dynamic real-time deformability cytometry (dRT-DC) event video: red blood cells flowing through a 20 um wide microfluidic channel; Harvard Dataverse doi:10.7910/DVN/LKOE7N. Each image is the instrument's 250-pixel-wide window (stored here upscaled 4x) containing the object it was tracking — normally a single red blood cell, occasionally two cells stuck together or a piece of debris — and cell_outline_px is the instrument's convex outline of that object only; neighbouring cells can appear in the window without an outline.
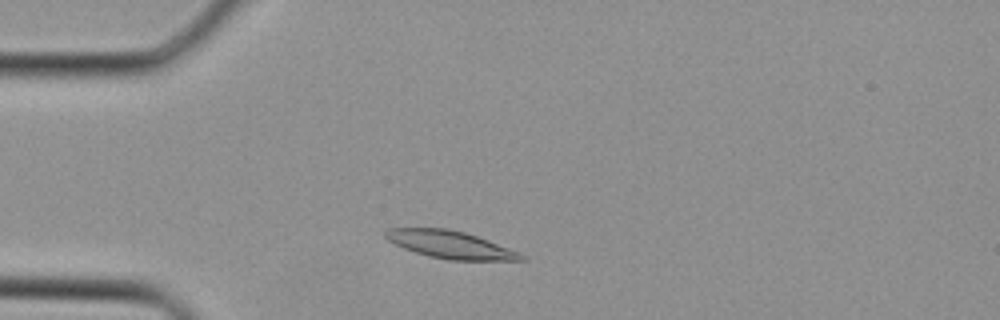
{"species": "Egyptian fruit bat (a non-hibernating species)", "species_latin": "Rousettus aegyptiacus", "temperature_condition": "cold", "stored_images_in_passage": 27, "camera_frame_rate_fps": 3000, "um_per_image_px": 0.085, "animal": {"sex": "female"}, "frame": {"image": 1, "passage_image": 1, "time_ms": 0.0, "image_size_px": [1000, 320], "cell_outline_px": [[528, 260], [448, 260], [428, 256], [404, 248], [388, 240], [384, 236], [384, 232], [388, 228], [448, 228], [464, 232], [488, 240], [520, 252]], "centroid_in_image_um": [38.28, 20.79], "position_along_channel_um": 46.7, "area_um2": 21.68}}
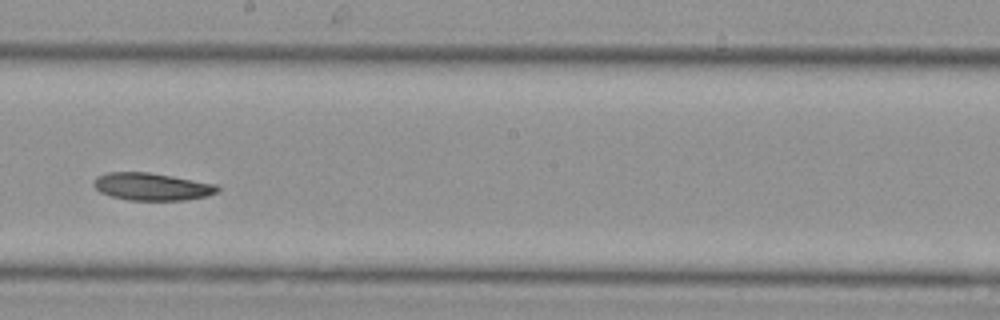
{"frame": {"image": 2, "passage_image": 12, "time_ms": 3.667, "image_size_px": [1000, 320], "cell_outline_px": [[220, 192], [208, 196], [184, 200], [128, 200], [112, 196], [100, 192], [92, 184], [96, 176], [108, 172], [148, 172], [172, 176], [216, 184], [220, 188]], "centroid_in_image_um": [12.93, 15.86], "position_along_channel_um": 235.3, "area_um2": 19.88}}
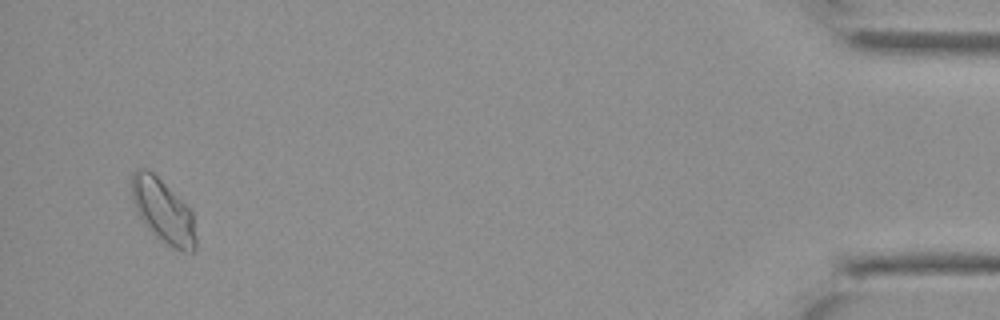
{"frame": {"image": 3, "passage_image": 26, "time_ms": 8.333, "image_size_px": [1000, 320], "cell_outline_px": [[196, 248], [192, 252], [180, 252], [156, 236], [144, 224], [136, 212], [132, 200], [132, 172], [136, 168], [144, 168], [152, 172], [192, 212], [196, 236]], "centroid_in_image_um": [13.85, 17.97], "position_along_channel_um": 421.4, "area_um2": 23.47}}